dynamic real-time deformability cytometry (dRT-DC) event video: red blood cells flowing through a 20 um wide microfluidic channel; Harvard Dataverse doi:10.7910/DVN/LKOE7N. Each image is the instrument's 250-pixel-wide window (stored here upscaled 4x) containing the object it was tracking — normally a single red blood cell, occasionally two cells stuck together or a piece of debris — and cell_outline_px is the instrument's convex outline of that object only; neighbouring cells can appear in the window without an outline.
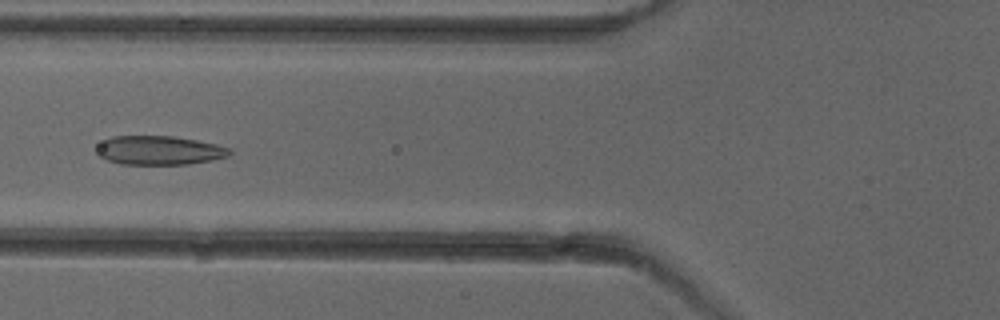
{"species": "common noctule bat (a hibernating species)", "species_latin": "Nyctalus noctula", "temperature_condition": "cold", "stored_images_in_passage": 6, "camera_frame_rate_fps": 3000, "um_per_image_px": 0.085, "animal": {"sex": "female"}, "frame": {"image": 1, "passage_image": 6, "time_ms": 6.0, "image_size_px": [1000, 320], "cell_outline_px": [[232, 152], [228, 156], [212, 160], [188, 164], [120, 164], [108, 160], [100, 156], [96, 152], [96, 148], [104, 140], [112, 136], [172, 136], [196, 140], [216, 144], [232, 148]], "centroid_in_image_um": [13.55, 12.78], "position_along_channel_um": 112.2, "area_um2": 22.43}}